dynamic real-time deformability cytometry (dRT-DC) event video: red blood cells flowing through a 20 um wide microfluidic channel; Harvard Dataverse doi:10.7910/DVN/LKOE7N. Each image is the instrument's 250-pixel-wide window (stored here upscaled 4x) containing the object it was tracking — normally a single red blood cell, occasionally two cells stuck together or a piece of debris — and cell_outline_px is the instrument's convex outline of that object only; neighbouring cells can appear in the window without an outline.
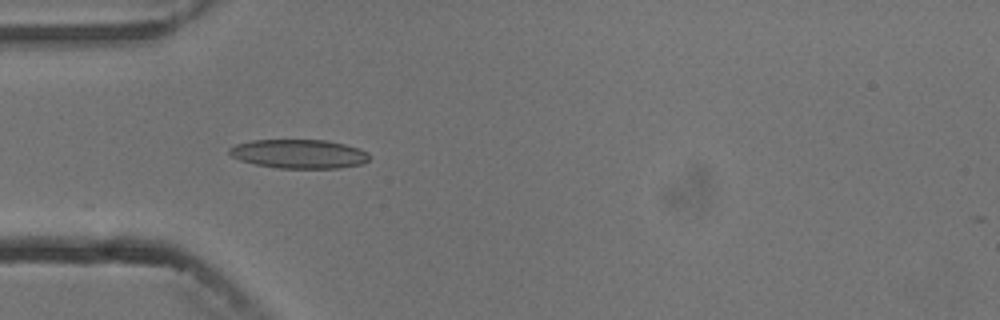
{"species": "common noctule bat (a hibernating species)", "species_latin": "Nyctalus noctula", "temperature_condition": "cold", "stored_images_in_passage": 5, "camera_frame_rate_fps": 3000, "um_per_image_px": 0.085, "animal": {"sex": "male", "body_mass_g": 13.3}, "frame": {"image": 1, "passage_image": 4, "time_ms": 4.333, "image_size_px": [1000, 320], "cell_outline_px": [[368, 160], [364, 164], [340, 168], [280, 168], [256, 164], [240, 160], [232, 156], [228, 152], [228, 148], [236, 144], [252, 140], [328, 140], [360, 148], [368, 152]], "centroid_in_image_um": [25.43, 13.08], "position_along_channel_um": 59.6, "area_um2": 23.7}}
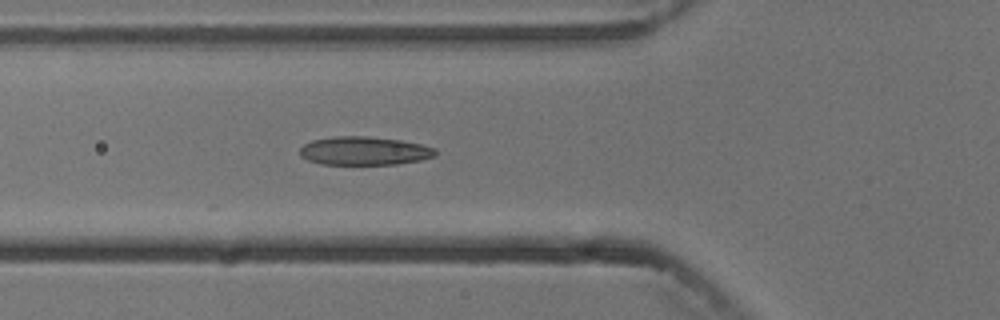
{"frame": {"image": 2, "passage_image": 5, "time_ms": 5.333, "image_size_px": [1000, 320], "cell_outline_px": [[436, 156], [420, 160], [396, 164], [320, 164], [308, 160], [300, 156], [300, 148], [304, 144], [312, 140], [336, 136], [368, 136], [400, 140], [420, 144], [436, 148]], "centroid_in_image_um": [30.96, 12.82], "position_along_channel_um": 94.8, "area_um2": 22.48}}